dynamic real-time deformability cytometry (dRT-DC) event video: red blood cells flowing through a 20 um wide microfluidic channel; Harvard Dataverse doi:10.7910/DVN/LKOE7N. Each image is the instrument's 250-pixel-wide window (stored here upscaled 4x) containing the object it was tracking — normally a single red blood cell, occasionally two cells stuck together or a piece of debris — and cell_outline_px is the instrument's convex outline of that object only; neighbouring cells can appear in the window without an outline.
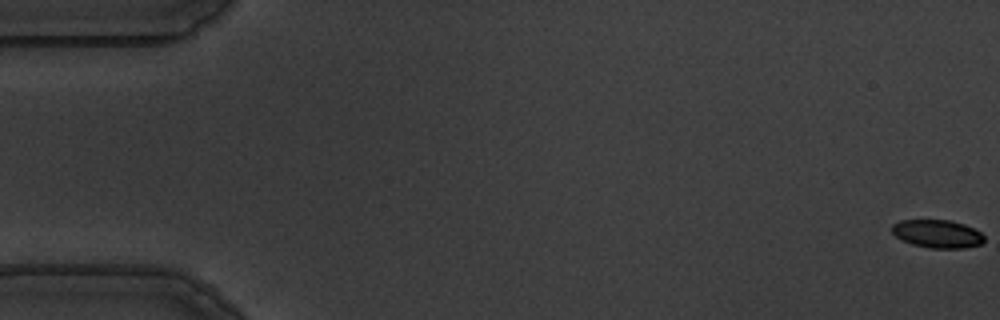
{"species": "common noctule bat (a hibernating species)", "species_latin": "Nyctalus noctula", "temperature_condition": "warm", "stored_images_in_passage": 57, "camera_frame_rate_fps": 3000, "um_per_image_px": 0.085, "animal": {"sex": "male", "body_mass_g": 19.5, "forearm_length_mm": 54.6}, "frame": {"image": 1, "passage_image": 1, "time_ms": 0.0, "image_size_px": [1000, 320], "cell_outline_px": [[984, 240], [980, 244], [964, 248], [932, 248], [912, 244], [896, 236], [892, 232], [892, 224], [900, 220], [952, 220], [964, 224], [980, 232], [984, 236]], "centroid_in_image_um": [79.68, 19.86], "position_along_channel_um": 5.3, "area_um2": 14.97}}
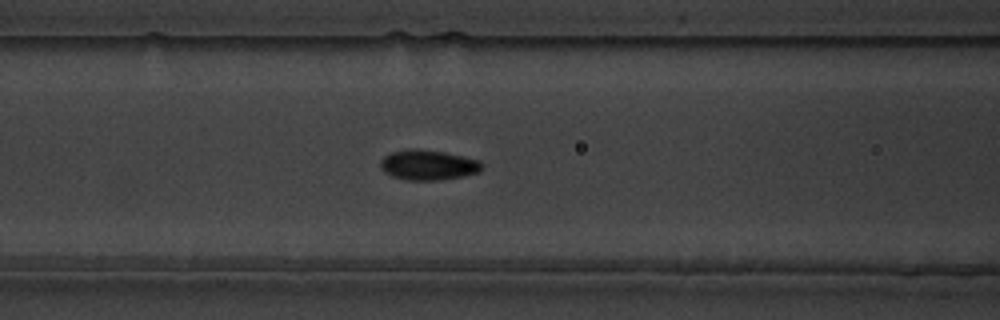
{"frame": {"image": 2, "passage_image": 24, "time_ms": 7.667, "image_size_px": [1000, 320], "cell_outline_px": [[484, 164], [480, 172], [464, 176], [436, 180], [404, 180], [392, 176], [384, 172], [380, 168], [380, 160], [384, 156], [392, 152], [412, 148], [444, 152], [480, 160]], "centroid_in_image_um": [36.39, 14.03], "position_along_channel_um": 130.2, "area_um2": 17.92}}
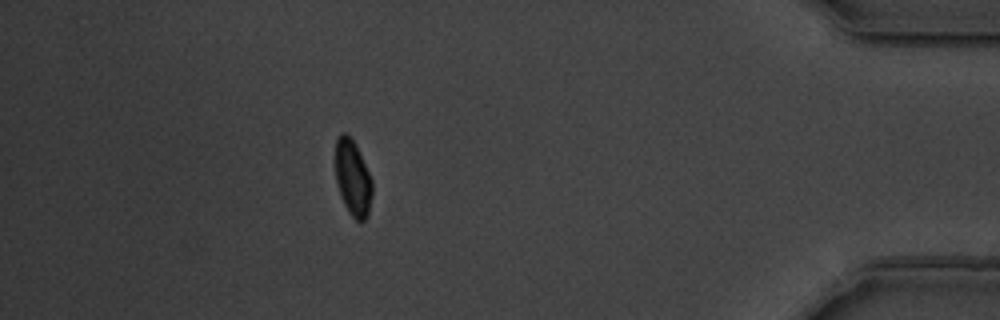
{"frame": {"image": 3, "passage_image": 51, "time_ms": 16.667, "image_size_px": [1000, 320], "cell_outline_px": [[372, 196], [368, 216], [364, 220], [356, 220], [352, 216], [344, 204], [340, 196], [336, 180], [336, 140], [340, 132], [348, 132], [356, 144], [372, 180]], "centroid_in_image_um": [29.99, 15.1], "position_along_channel_um": 405.2, "area_um2": 16.36}, "authors_computed_cell_mechanics": {"area_um2": 16.5308, "velocity_mm_per_s": 3.5966, "shape_relaxation_time_tau1_ms": 2.0696, "shape_relaxation_time_tau2_ms": 0.9865, "deformation_change_tau1": 0.1103, "deformation_change_tau2": 0.0521}}